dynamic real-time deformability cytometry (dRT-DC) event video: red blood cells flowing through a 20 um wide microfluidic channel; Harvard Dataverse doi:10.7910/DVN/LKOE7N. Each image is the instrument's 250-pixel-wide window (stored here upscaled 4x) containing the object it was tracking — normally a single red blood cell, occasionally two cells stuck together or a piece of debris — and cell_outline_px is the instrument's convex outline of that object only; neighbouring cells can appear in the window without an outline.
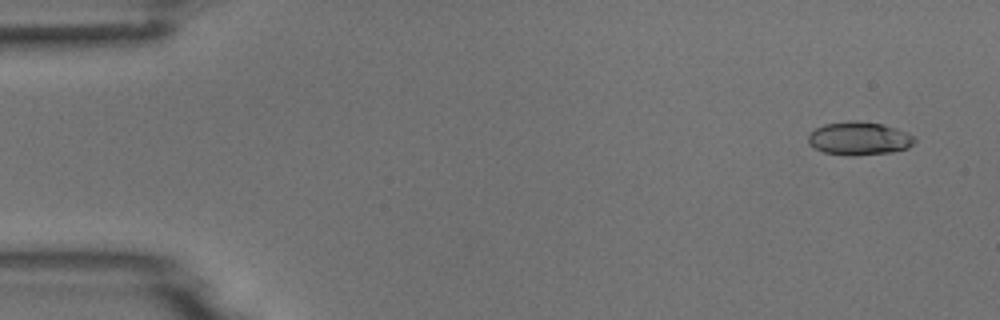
{"species": "common noctule bat (a hibernating species)", "species_latin": "Nyctalus noctula", "temperature_condition": "room temperature", "stored_images_in_passage": 53, "camera_frame_rate_fps": 3000, "um_per_image_px": 0.085, "animal": {"sex": "male", "body_mass_g": 18.8}, "frame": {"image": 1, "passage_image": 3, "time_ms": 0.667, "image_size_px": [1000, 320], "cell_outline_px": [[916, 140], [908, 148], [892, 152], [856, 156], [848, 156], [824, 152], [808, 144], [808, 136], [816, 128], [824, 124], [848, 120], [856, 120], [884, 124], [896, 128], [912, 136]], "centroid_in_image_um": [73.01, 11.77], "position_along_channel_um": 12.0, "area_um2": 20.69}}
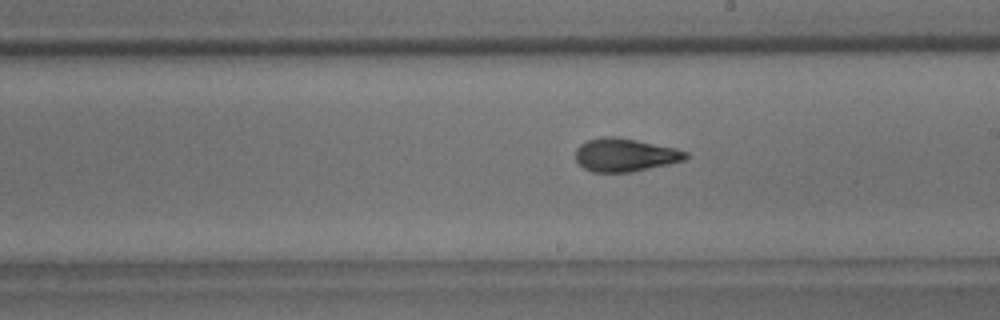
{"frame": {"image": 2, "passage_image": 30, "time_ms": 9.667, "image_size_px": [1000, 320], "cell_outline_px": [[688, 156], [684, 160], [668, 164], [632, 172], [592, 172], [584, 168], [576, 160], [576, 148], [580, 144], [588, 140], [600, 136], [612, 136], [636, 140], [676, 148], [688, 152]], "centroid_in_image_um": [53.11, 13.17], "position_along_channel_um": 235.9, "area_um2": 21.27}}
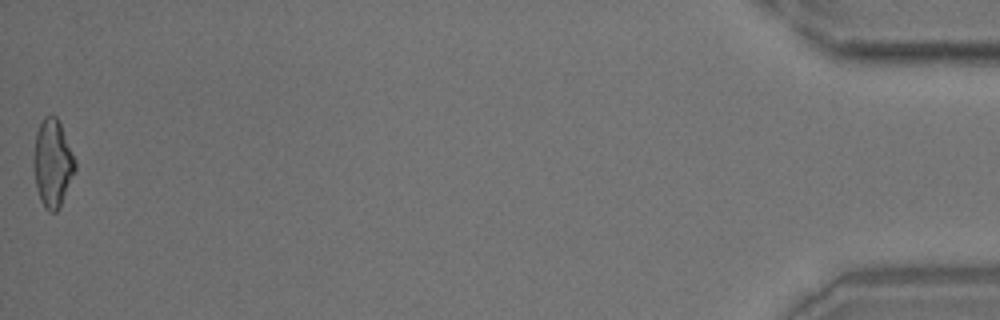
{"frame": {"image": 3, "passage_image": 53, "time_ms": 17.333, "image_size_px": [1000, 320], "cell_outline_px": [[76, 168], [60, 204], [56, 212], [48, 212], [44, 208], [40, 200], [36, 184], [32, 160], [36, 132], [44, 116], [56, 116], [60, 124], [76, 160]], "centroid_in_image_um": [4.45, 13.86], "position_along_channel_um": 430.8, "area_um2": 20.92}}